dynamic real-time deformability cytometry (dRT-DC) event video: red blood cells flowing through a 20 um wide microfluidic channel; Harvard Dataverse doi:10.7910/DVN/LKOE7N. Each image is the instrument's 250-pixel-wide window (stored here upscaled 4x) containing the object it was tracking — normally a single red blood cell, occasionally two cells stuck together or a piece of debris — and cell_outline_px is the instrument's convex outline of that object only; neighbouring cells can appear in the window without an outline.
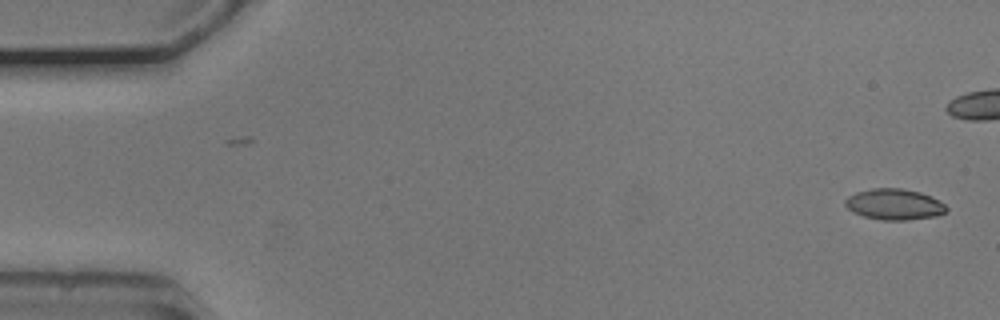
{"species": "common noctule bat (a hibernating species)", "species_latin": "Nyctalus noctula", "temperature_condition": "cold", "stored_images_in_passage": 43, "camera_frame_rate_fps": 3000, "um_per_image_px": 0.085, "animal": {"sex": "male", "body_mass_g": 20.5, "forearm_length_mm": 52.5}, "frame": {"image": 1, "passage_image": 1, "time_ms": 0.0, "image_size_px": [1000, 320], "cell_outline_px": [[948, 208], [944, 212], [936, 216], [908, 220], [880, 220], [864, 216], [852, 212], [844, 204], [844, 200], [848, 196], [856, 192], [872, 188], [900, 188], [920, 192], [932, 196], [944, 204]], "centroid_in_image_um": [75.99, 17.36], "position_along_channel_um": 9.0, "area_um2": 18.32}}
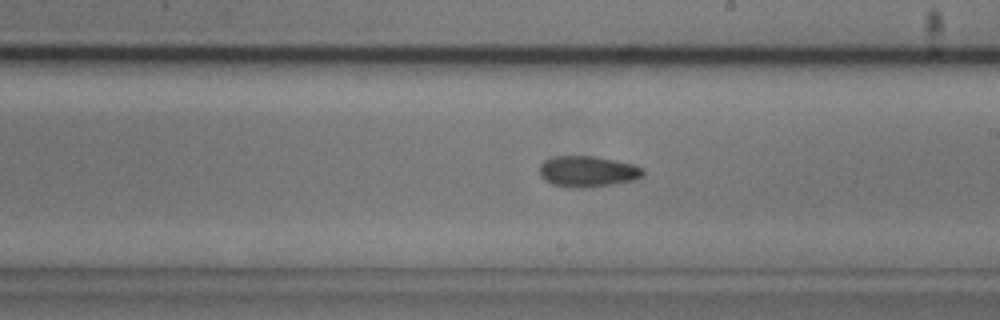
{"frame": {"image": 2, "passage_image": 30, "time_ms": 9.667, "image_size_px": [1000, 320], "cell_outline_px": [[644, 176], [636, 180], [588, 188], [564, 188], [552, 184], [544, 180], [540, 176], [540, 164], [544, 160], [552, 156], [596, 156], [632, 164], [644, 168]], "centroid_in_image_um": [49.94, 14.59], "position_along_channel_um": 239.1, "area_um2": 19.07}}
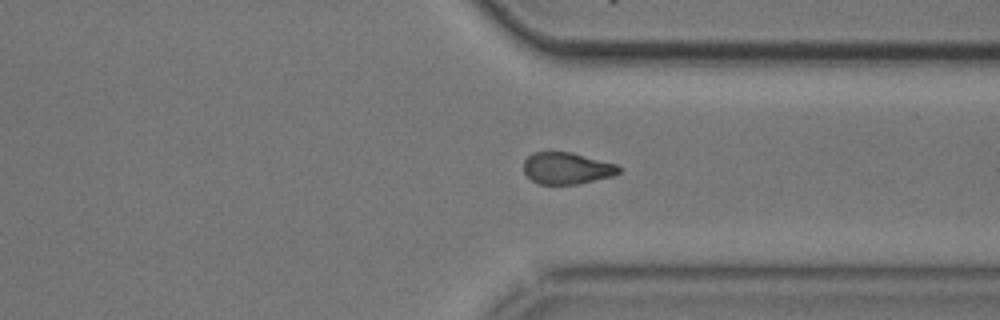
{"frame": {"image": 3, "passage_image": 40, "time_ms": 13.0, "image_size_px": [1000, 320], "cell_outline_px": [[620, 172], [612, 176], [576, 184], [540, 184], [532, 180], [524, 172], [524, 160], [532, 152], [572, 152], [616, 164], [620, 168]], "centroid_in_image_um": [48.16, 14.29], "position_along_channel_um": 363.2, "area_um2": 17.46}}